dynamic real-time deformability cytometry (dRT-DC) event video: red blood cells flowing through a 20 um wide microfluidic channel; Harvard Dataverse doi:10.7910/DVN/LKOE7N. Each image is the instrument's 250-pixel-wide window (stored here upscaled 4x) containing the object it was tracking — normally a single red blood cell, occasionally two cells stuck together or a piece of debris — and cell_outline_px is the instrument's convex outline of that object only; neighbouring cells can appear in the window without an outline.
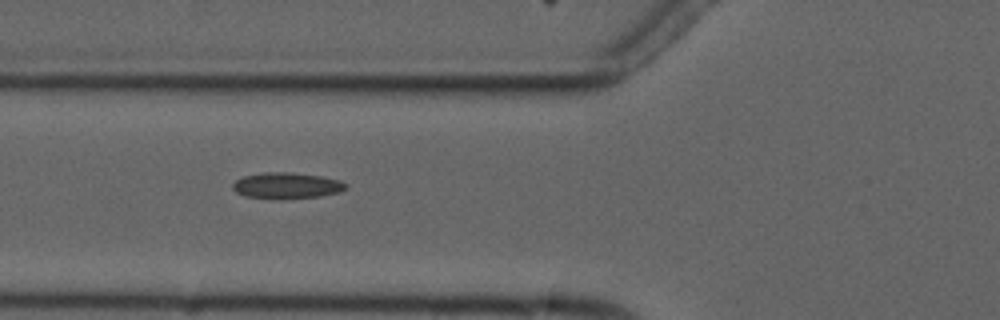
{"species": "common noctule bat (a hibernating species)", "species_latin": "Nyctalus noctula", "temperature_condition": "cold", "stored_images_in_passage": 7, "camera_frame_rate_fps": 3000, "um_per_image_px": 0.085, "animal": {"sex": "male", "forearm_length_mm": 52.5}, "frame": {"image": 1, "passage_image": 6, "time_ms": 6.0, "image_size_px": [1000, 320], "cell_outline_px": [[348, 188], [340, 192], [320, 196], [284, 200], [280, 200], [244, 196], [236, 192], [232, 188], [232, 184], [236, 180], [244, 176], [264, 172], [292, 172], [320, 176], [340, 180], [348, 184]], "centroid_in_image_um": [24.38, 15.79], "position_along_channel_um": 101.4, "area_um2": 17.57}}
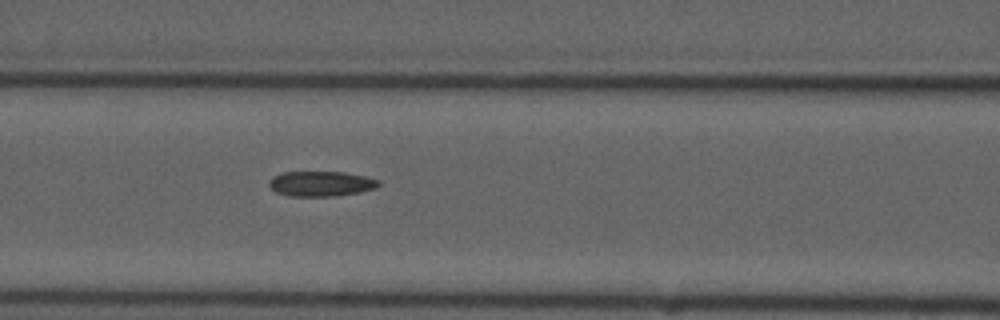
{"frame": {"image": 2, "passage_image": 7, "time_ms": 7.0, "image_size_px": [1000, 320], "cell_outline_px": [[380, 184], [376, 188], [360, 192], [332, 196], [292, 196], [276, 192], [268, 184], [272, 176], [280, 172], [344, 172], [364, 176], [380, 180]], "centroid_in_image_um": [27.28, 15.61], "position_along_channel_um": 139.3, "area_um2": 16.01}}